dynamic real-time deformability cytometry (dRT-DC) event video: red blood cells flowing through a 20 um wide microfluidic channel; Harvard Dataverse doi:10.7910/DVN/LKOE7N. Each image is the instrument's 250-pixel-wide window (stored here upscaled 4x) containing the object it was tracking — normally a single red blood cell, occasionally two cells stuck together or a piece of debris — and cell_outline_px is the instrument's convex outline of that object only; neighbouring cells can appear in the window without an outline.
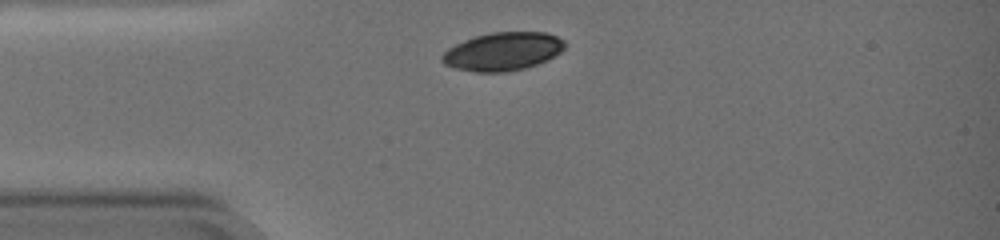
{"species": "common noctule bat (a hibernating species)", "species_latin": "Nyctalus noctula", "temperature_condition": "warm", "stored_images_in_passage": 39, "camera_frame_rate_fps": 3000, "um_per_image_px": 0.085, "animal": {"sex": "female", "body_mass_g": 19.0, "forearm_length_mm": 51.5}, "frame": {"image": 1, "passage_image": 1, "time_ms": 0.0, "image_size_px": [1000, 240], "cell_outline_px": [[564, 48], [560, 52], [536, 64], [524, 68], [504, 72], [476, 72], [456, 68], [444, 64], [440, 60], [440, 56], [448, 48], [464, 40], [476, 36], [492, 32], [544, 32], [556, 36], [564, 40]], "centroid_in_image_um": [42.7, 4.37], "position_along_channel_um": 42.3, "area_um2": 27.05}}
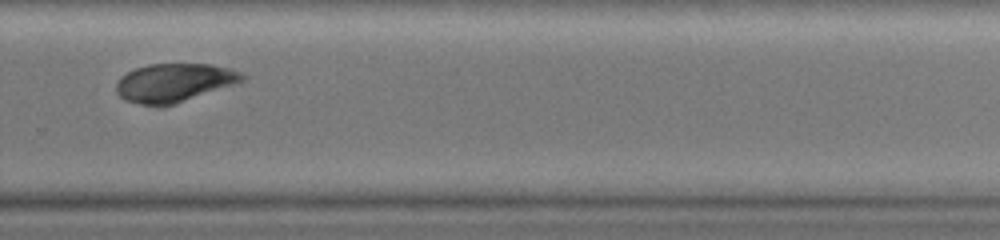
{"frame": {"image": 2, "passage_image": 28, "time_ms": 9.0, "image_size_px": [1000, 240], "cell_outline_px": [[248, 76], [244, 80], [176, 104], [164, 108], [156, 108], [124, 100], [116, 92], [116, 84], [120, 76], [136, 68], [148, 64], [212, 64], [228, 68], [240, 72]], "centroid_in_image_um": [14.76, 7.05], "position_along_channel_um": 315.0, "area_um2": 28.55}}
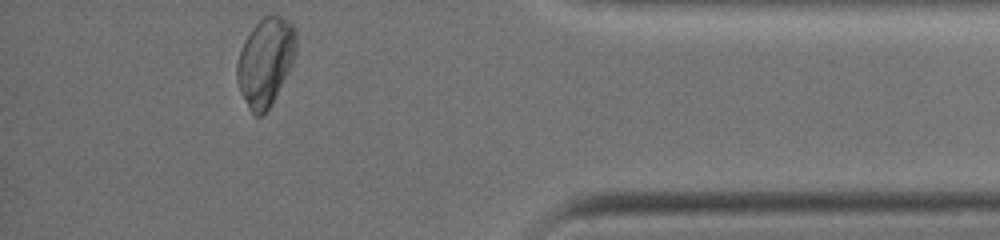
{"frame": {"image": 3, "passage_image": 39, "time_ms": 12.667, "image_size_px": [1000, 240], "cell_outline_px": [[296, 52], [264, 116], [256, 116], [248, 108], [240, 92], [236, 80], [236, 64], [244, 40], [252, 28], [264, 16], [280, 16], [292, 24], [296, 28]], "centroid_in_image_um": [22.52, 5.24], "position_along_channel_um": 412.7, "area_um2": 29.65}, "authors_computed_cell_mechanics": {"area_um2": 29.9982, "velocity_mm_per_s": 3.2559, "shape_relaxation_time_tau1_ms": 4.6628, "shape_relaxation_time_tau2_ms": 4.6881, "deformation_change_tau1": 0.1257, "deformation_change_tau2": 0.0593}}